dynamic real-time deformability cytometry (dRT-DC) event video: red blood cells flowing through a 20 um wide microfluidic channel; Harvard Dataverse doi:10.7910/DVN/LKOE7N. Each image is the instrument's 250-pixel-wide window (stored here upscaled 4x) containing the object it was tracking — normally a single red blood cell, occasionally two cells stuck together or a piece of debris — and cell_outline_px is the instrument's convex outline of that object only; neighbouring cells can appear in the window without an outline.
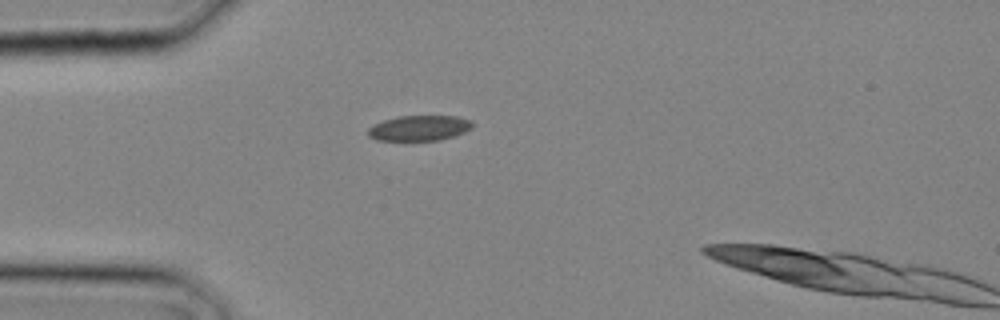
{"species": "common noctule bat (a hibernating species)", "species_latin": "Nyctalus noctula", "temperature_condition": "cold", "stored_images_in_passage": 2, "camera_frame_rate_fps": 3000, "um_per_image_px": 0.085, "animal": {"sex": "male", "body_mass_g": 20.4}, "frame": {"image": 1, "passage_image": 1, "time_ms": 0.0, "image_size_px": [1000, 320], "cell_outline_px": [[472, 128], [464, 132], [440, 140], [376, 140], [368, 136], [368, 128], [384, 120], [400, 116], [456, 116], [472, 120]], "centroid_in_image_um": [35.65, 10.88], "position_along_channel_um": 49.3, "area_um2": 15.26}}